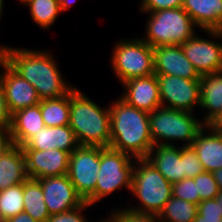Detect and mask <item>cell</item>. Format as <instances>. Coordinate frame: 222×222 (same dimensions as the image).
Segmentation results:
<instances>
[{
	"label": "cell",
	"instance_id": "cell-8",
	"mask_svg": "<svg viewBox=\"0 0 222 222\" xmlns=\"http://www.w3.org/2000/svg\"><path fill=\"white\" fill-rule=\"evenodd\" d=\"M135 159L121 151L100 146V168L95 186V204L125 188L131 191Z\"/></svg>",
	"mask_w": 222,
	"mask_h": 222
},
{
	"label": "cell",
	"instance_id": "cell-16",
	"mask_svg": "<svg viewBox=\"0 0 222 222\" xmlns=\"http://www.w3.org/2000/svg\"><path fill=\"white\" fill-rule=\"evenodd\" d=\"M121 84L125 91L120 98L127 104L148 113L162 106L156 74L132 78Z\"/></svg>",
	"mask_w": 222,
	"mask_h": 222
},
{
	"label": "cell",
	"instance_id": "cell-42",
	"mask_svg": "<svg viewBox=\"0 0 222 222\" xmlns=\"http://www.w3.org/2000/svg\"><path fill=\"white\" fill-rule=\"evenodd\" d=\"M97 222H115L114 221V210L110 213L109 218L103 220H98Z\"/></svg>",
	"mask_w": 222,
	"mask_h": 222
},
{
	"label": "cell",
	"instance_id": "cell-37",
	"mask_svg": "<svg viewBox=\"0 0 222 222\" xmlns=\"http://www.w3.org/2000/svg\"><path fill=\"white\" fill-rule=\"evenodd\" d=\"M14 145L10 129L0 128V156Z\"/></svg>",
	"mask_w": 222,
	"mask_h": 222
},
{
	"label": "cell",
	"instance_id": "cell-24",
	"mask_svg": "<svg viewBox=\"0 0 222 222\" xmlns=\"http://www.w3.org/2000/svg\"><path fill=\"white\" fill-rule=\"evenodd\" d=\"M23 212L37 222H46L50 216L44 201L43 189L36 179L28 178L23 183Z\"/></svg>",
	"mask_w": 222,
	"mask_h": 222
},
{
	"label": "cell",
	"instance_id": "cell-19",
	"mask_svg": "<svg viewBox=\"0 0 222 222\" xmlns=\"http://www.w3.org/2000/svg\"><path fill=\"white\" fill-rule=\"evenodd\" d=\"M191 146L196 151L205 171L213 172L222 168V132L204 125L198 131Z\"/></svg>",
	"mask_w": 222,
	"mask_h": 222
},
{
	"label": "cell",
	"instance_id": "cell-32",
	"mask_svg": "<svg viewBox=\"0 0 222 222\" xmlns=\"http://www.w3.org/2000/svg\"><path fill=\"white\" fill-rule=\"evenodd\" d=\"M114 210L115 222H160L158 214L135 211L127 206Z\"/></svg>",
	"mask_w": 222,
	"mask_h": 222
},
{
	"label": "cell",
	"instance_id": "cell-12",
	"mask_svg": "<svg viewBox=\"0 0 222 222\" xmlns=\"http://www.w3.org/2000/svg\"><path fill=\"white\" fill-rule=\"evenodd\" d=\"M36 180L41 184L44 201L50 215L77 208L85 202L76 192L67 174Z\"/></svg>",
	"mask_w": 222,
	"mask_h": 222
},
{
	"label": "cell",
	"instance_id": "cell-2",
	"mask_svg": "<svg viewBox=\"0 0 222 222\" xmlns=\"http://www.w3.org/2000/svg\"><path fill=\"white\" fill-rule=\"evenodd\" d=\"M108 106L111 131L109 147L134 159L146 158L154 146L149 127L150 113L127 104L120 97Z\"/></svg>",
	"mask_w": 222,
	"mask_h": 222
},
{
	"label": "cell",
	"instance_id": "cell-47",
	"mask_svg": "<svg viewBox=\"0 0 222 222\" xmlns=\"http://www.w3.org/2000/svg\"><path fill=\"white\" fill-rule=\"evenodd\" d=\"M18 1H20V3H23V4H24V2H25L26 0H18Z\"/></svg>",
	"mask_w": 222,
	"mask_h": 222
},
{
	"label": "cell",
	"instance_id": "cell-41",
	"mask_svg": "<svg viewBox=\"0 0 222 222\" xmlns=\"http://www.w3.org/2000/svg\"><path fill=\"white\" fill-rule=\"evenodd\" d=\"M219 190H222V168L212 172Z\"/></svg>",
	"mask_w": 222,
	"mask_h": 222
},
{
	"label": "cell",
	"instance_id": "cell-10",
	"mask_svg": "<svg viewBox=\"0 0 222 222\" xmlns=\"http://www.w3.org/2000/svg\"><path fill=\"white\" fill-rule=\"evenodd\" d=\"M203 32L212 40L204 39L196 33L181 44L184 54L200 76L222 72V42L213 40L219 39V30H203Z\"/></svg>",
	"mask_w": 222,
	"mask_h": 222
},
{
	"label": "cell",
	"instance_id": "cell-23",
	"mask_svg": "<svg viewBox=\"0 0 222 222\" xmlns=\"http://www.w3.org/2000/svg\"><path fill=\"white\" fill-rule=\"evenodd\" d=\"M28 179L22 147L13 145L0 156V191L24 183Z\"/></svg>",
	"mask_w": 222,
	"mask_h": 222
},
{
	"label": "cell",
	"instance_id": "cell-36",
	"mask_svg": "<svg viewBox=\"0 0 222 222\" xmlns=\"http://www.w3.org/2000/svg\"><path fill=\"white\" fill-rule=\"evenodd\" d=\"M12 114L4 96L3 83L0 77V128L10 129Z\"/></svg>",
	"mask_w": 222,
	"mask_h": 222
},
{
	"label": "cell",
	"instance_id": "cell-5",
	"mask_svg": "<svg viewBox=\"0 0 222 222\" xmlns=\"http://www.w3.org/2000/svg\"><path fill=\"white\" fill-rule=\"evenodd\" d=\"M131 193L140 204L128 208L154 214L173 196L172 184L146 158L135 159Z\"/></svg>",
	"mask_w": 222,
	"mask_h": 222
},
{
	"label": "cell",
	"instance_id": "cell-28",
	"mask_svg": "<svg viewBox=\"0 0 222 222\" xmlns=\"http://www.w3.org/2000/svg\"><path fill=\"white\" fill-rule=\"evenodd\" d=\"M23 210V183L0 191V215L3 218L14 217Z\"/></svg>",
	"mask_w": 222,
	"mask_h": 222
},
{
	"label": "cell",
	"instance_id": "cell-46",
	"mask_svg": "<svg viewBox=\"0 0 222 222\" xmlns=\"http://www.w3.org/2000/svg\"><path fill=\"white\" fill-rule=\"evenodd\" d=\"M0 222H6V219L0 215Z\"/></svg>",
	"mask_w": 222,
	"mask_h": 222
},
{
	"label": "cell",
	"instance_id": "cell-39",
	"mask_svg": "<svg viewBox=\"0 0 222 222\" xmlns=\"http://www.w3.org/2000/svg\"><path fill=\"white\" fill-rule=\"evenodd\" d=\"M209 126L217 131L222 132V110L218 116L209 124Z\"/></svg>",
	"mask_w": 222,
	"mask_h": 222
},
{
	"label": "cell",
	"instance_id": "cell-40",
	"mask_svg": "<svg viewBox=\"0 0 222 222\" xmlns=\"http://www.w3.org/2000/svg\"><path fill=\"white\" fill-rule=\"evenodd\" d=\"M61 13L69 9L77 0H58Z\"/></svg>",
	"mask_w": 222,
	"mask_h": 222
},
{
	"label": "cell",
	"instance_id": "cell-6",
	"mask_svg": "<svg viewBox=\"0 0 222 222\" xmlns=\"http://www.w3.org/2000/svg\"><path fill=\"white\" fill-rule=\"evenodd\" d=\"M147 14L146 31L142 39L153 48L181 45L196 33V24L182 7Z\"/></svg>",
	"mask_w": 222,
	"mask_h": 222
},
{
	"label": "cell",
	"instance_id": "cell-44",
	"mask_svg": "<svg viewBox=\"0 0 222 222\" xmlns=\"http://www.w3.org/2000/svg\"><path fill=\"white\" fill-rule=\"evenodd\" d=\"M218 200H220V205L222 206V190L218 191V195L216 196Z\"/></svg>",
	"mask_w": 222,
	"mask_h": 222
},
{
	"label": "cell",
	"instance_id": "cell-21",
	"mask_svg": "<svg viewBox=\"0 0 222 222\" xmlns=\"http://www.w3.org/2000/svg\"><path fill=\"white\" fill-rule=\"evenodd\" d=\"M200 107L205 110L202 123L209 125L222 110V72L201 75Z\"/></svg>",
	"mask_w": 222,
	"mask_h": 222
},
{
	"label": "cell",
	"instance_id": "cell-11",
	"mask_svg": "<svg viewBox=\"0 0 222 222\" xmlns=\"http://www.w3.org/2000/svg\"><path fill=\"white\" fill-rule=\"evenodd\" d=\"M161 105L195 113L200 107V82L178 76L157 75Z\"/></svg>",
	"mask_w": 222,
	"mask_h": 222
},
{
	"label": "cell",
	"instance_id": "cell-9",
	"mask_svg": "<svg viewBox=\"0 0 222 222\" xmlns=\"http://www.w3.org/2000/svg\"><path fill=\"white\" fill-rule=\"evenodd\" d=\"M99 168L100 146H79L70 153L67 176L76 192L92 206Z\"/></svg>",
	"mask_w": 222,
	"mask_h": 222
},
{
	"label": "cell",
	"instance_id": "cell-22",
	"mask_svg": "<svg viewBox=\"0 0 222 222\" xmlns=\"http://www.w3.org/2000/svg\"><path fill=\"white\" fill-rule=\"evenodd\" d=\"M45 123L42 119L40 104L27 107L12 114L10 134L14 145L22 147Z\"/></svg>",
	"mask_w": 222,
	"mask_h": 222
},
{
	"label": "cell",
	"instance_id": "cell-26",
	"mask_svg": "<svg viewBox=\"0 0 222 222\" xmlns=\"http://www.w3.org/2000/svg\"><path fill=\"white\" fill-rule=\"evenodd\" d=\"M24 3L33 22L43 30L51 28L61 13L58 0H26Z\"/></svg>",
	"mask_w": 222,
	"mask_h": 222
},
{
	"label": "cell",
	"instance_id": "cell-15",
	"mask_svg": "<svg viewBox=\"0 0 222 222\" xmlns=\"http://www.w3.org/2000/svg\"><path fill=\"white\" fill-rule=\"evenodd\" d=\"M154 74L171 75L188 80H199L192 63L186 58L181 45H161L153 48Z\"/></svg>",
	"mask_w": 222,
	"mask_h": 222
},
{
	"label": "cell",
	"instance_id": "cell-14",
	"mask_svg": "<svg viewBox=\"0 0 222 222\" xmlns=\"http://www.w3.org/2000/svg\"><path fill=\"white\" fill-rule=\"evenodd\" d=\"M30 179L62 176L68 173L70 153L59 149H23Z\"/></svg>",
	"mask_w": 222,
	"mask_h": 222
},
{
	"label": "cell",
	"instance_id": "cell-35",
	"mask_svg": "<svg viewBox=\"0 0 222 222\" xmlns=\"http://www.w3.org/2000/svg\"><path fill=\"white\" fill-rule=\"evenodd\" d=\"M139 9L142 13L182 7L184 0H140Z\"/></svg>",
	"mask_w": 222,
	"mask_h": 222
},
{
	"label": "cell",
	"instance_id": "cell-17",
	"mask_svg": "<svg viewBox=\"0 0 222 222\" xmlns=\"http://www.w3.org/2000/svg\"><path fill=\"white\" fill-rule=\"evenodd\" d=\"M80 144L69 125L43 127L36 132L23 146L22 149L49 150L59 149L71 153Z\"/></svg>",
	"mask_w": 222,
	"mask_h": 222
},
{
	"label": "cell",
	"instance_id": "cell-20",
	"mask_svg": "<svg viewBox=\"0 0 222 222\" xmlns=\"http://www.w3.org/2000/svg\"><path fill=\"white\" fill-rule=\"evenodd\" d=\"M182 8L198 30H222V0H184Z\"/></svg>",
	"mask_w": 222,
	"mask_h": 222
},
{
	"label": "cell",
	"instance_id": "cell-45",
	"mask_svg": "<svg viewBox=\"0 0 222 222\" xmlns=\"http://www.w3.org/2000/svg\"><path fill=\"white\" fill-rule=\"evenodd\" d=\"M219 40L222 41V30H219Z\"/></svg>",
	"mask_w": 222,
	"mask_h": 222
},
{
	"label": "cell",
	"instance_id": "cell-13",
	"mask_svg": "<svg viewBox=\"0 0 222 222\" xmlns=\"http://www.w3.org/2000/svg\"><path fill=\"white\" fill-rule=\"evenodd\" d=\"M0 68H4V71L0 70V77L11 114L40 103L41 99L35 87L23 79L4 59L0 60Z\"/></svg>",
	"mask_w": 222,
	"mask_h": 222
},
{
	"label": "cell",
	"instance_id": "cell-38",
	"mask_svg": "<svg viewBox=\"0 0 222 222\" xmlns=\"http://www.w3.org/2000/svg\"><path fill=\"white\" fill-rule=\"evenodd\" d=\"M6 222H37L29 214L22 212L18 215L6 219Z\"/></svg>",
	"mask_w": 222,
	"mask_h": 222
},
{
	"label": "cell",
	"instance_id": "cell-30",
	"mask_svg": "<svg viewBox=\"0 0 222 222\" xmlns=\"http://www.w3.org/2000/svg\"><path fill=\"white\" fill-rule=\"evenodd\" d=\"M193 179L201 201L214 199L218 195L219 189L212 172L204 171Z\"/></svg>",
	"mask_w": 222,
	"mask_h": 222
},
{
	"label": "cell",
	"instance_id": "cell-3",
	"mask_svg": "<svg viewBox=\"0 0 222 222\" xmlns=\"http://www.w3.org/2000/svg\"><path fill=\"white\" fill-rule=\"evenodd\" d=\"M69 126L80 146L109 147L110 145L109 107H100L78 87L70 91Z\"/></svg>",
	"mask_w": 222,
	"mask_h": 222
},
{
	"label": "cell",
	"instance_id": "cell-1",
	"mask_svg": "<svg viewBox=\"0 0 222 222\" xmlns=\"http://www.w3.org/2000/svg\"><path fill=\"white\" fill-rule=\"evenodd\" d=\"M52 54L45 50L0 45V60L4 59L32 84L41 100L63 97L74 88L63 78Z\"/></svg>",
	"mask_w": 222,
	"mask_h": 222
},
{
	"label": "cell",
	"instance_id": "cell-34",
	"mask_svg": "<svg viewBox=\"0 0 222 222\" xmlns=\"http://www.w3.org/2000/svg\"><path fill=\"white\" fill-rule=\"evenodd\" d=\"M88 202H84L81 206L65 211L63 213L51 214L46 222H88L84 216V211L91 208ZM84 210V211H83Z\"/></svg>",
	"mask_w": 222,
	"mask_h": 222
},
{
	"label": "cell",
	"instance_id": "cell-33",
	"mask_svg": "<svg viewBox=\"0 0 222 222\" xmlns=\"http://www.w3.org/2000/svg\"><path fill=\"white\" fill-rule=\"evenodd\" d=\"M204 171L194 148L192 146H183V175L185 178H194Z\"/></svg>",
	"mask_w": 222,
	"mask_h": 222
},
{
	"label": "cell",
	"instance_id": "cell-27",
	"mask_svg": "<svg viewBox=\"0 0 222 222\" xmlns=\"http://www.w3.org/2000/svg\"><path fill=\"white\" fill-rule=\"evenodd\" d=\"M197 205L172 196L158 214L160 222H192L197 215Z\"/></svg>",
	"mask_w": 222,
	"mask_h": 222
},
{
	"label": "cell",
	"instance_id": "cell-18",
	"mask_svg": "<svg viewBox=\"0 0 222 222\" xmlns=\"http://www.w3.org/2000/svg\"><path fill=\"white\" fill-rule=\"evenodd\" d=\"M177 145V147H176ZM154 145L146 159L171 184L185 179L183 175V146Z\"/></svg>",
	"mask_w": 222,
	"mask_h": 222
},
{
	"label": "cell",
	"instance_id": "cell-29",
	"mask_svg": "<svg viewBox=\"0 0 222 222\" xmlns=\"http://www.w3.org/2000/svg\"><path fill=\"white\" fill-rule=\"evenodd\" d=\"M197 215L192 222H221L222 206L220 200L214 199L203 200L197 205Z\"/></svg>",
	"mask_w": 222,
	"mask_h": 222
},
{
	"label": "cell",
	"instance_id": "cell-4",
	"mask_svg": "<svg viewBox=\"0 0 222 222\" xmlns=\"http://www.w3.org/2000/svg\"><path fill=\"white\" fill-rule=\"evenodd\" d=\"M195 113L161 106L149 114L150 135L154 145L191 146L204 126ZM172 142V143H171ZM174 142V143H173Z\"/></svg>",
	"mask_w": 222,
	"mask_h": 222
},
{
	"label": "cell",
	"instance_id": "cell-7",
	"mask_svg": "<svg viewBox=\"0 0 222 222\" xmlns=\"http://www.w3.org/2000/svg\"><path fill=\"white\" fill-rule=\"evenodd\" d=\"M110 65L119 82L154 74L153 47L142 37L120 39L112 49Z\"/></svg>",
	"mask_w": 222,
	"mask_h": 222
},
{
	"label": "cell",
	"instance_id": "cell-31",
	"mask_svg": "<svg viewBox=\"0 0 222 222\" xmlns=\"http://www.w3.org/2000/svg\"><path fill=\"white\" fill-rule=\"evenodd\" d=\"M172 195L198 205L201 202L193 178H185L172 184Z\"/></svg>",
	"mask_w": 222,
	"mask_h": 222
},
{
	"label": "cell",
	"instance_id": "cell-25",
	"mask_svg": "<svg viewBox=\"0 0 222 222\" xmlns=\"http://www.w3.org/2000/svg\"><path fill=\"white\" fill-rule=\"evenodd\" d=\"M39 104L45 126L57 127L69 125L70 92L60 98L43 99Z\"/></svg>",
	"mask_w": 222,
	"mask_h": 222
},
{
	"label": "cell",
	"instance_id": "cell-43",
	"mask_svg": "<svg viewBox=\"0 0 222 222\" xmlns=\"http://www.w3.org/2000/svg\"><path fill=\"white\" fill-rule=\"evenodd\" d=\"M4 0H0V20H1V17H2V14H3V6H4ZM1 22V21H0Z\"/></svg>",
	"mask_w": 222,
	"mask_h": 222
}]
</instances>
